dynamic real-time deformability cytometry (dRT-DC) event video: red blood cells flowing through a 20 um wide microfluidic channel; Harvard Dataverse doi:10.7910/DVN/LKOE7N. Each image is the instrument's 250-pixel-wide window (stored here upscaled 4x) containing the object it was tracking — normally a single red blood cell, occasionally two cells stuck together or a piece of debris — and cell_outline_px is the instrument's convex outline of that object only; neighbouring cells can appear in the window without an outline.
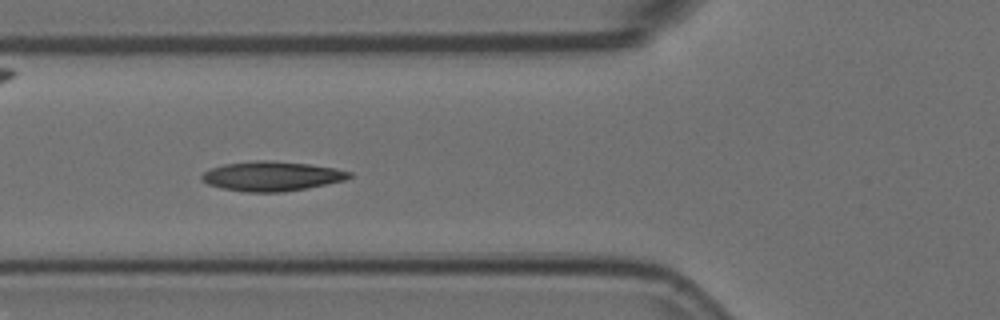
{"species": "Egyptian fruit bat (a non-hibernating species)", "species_latin": "Rousettus aegyptiacus", "temperature_condition": "room temperature", "stored_images_in_passage": 10, "camera_frame_rate_fps": 3000, "um_per_image_px": 0.085, "animal": {"sex": "female"}, "frame": {"image": 1, "passage_image": 4, "time_ms": 1.0, "image_size_px": [1000, 320], "cell_outline_px": [[352, 176], [344, 180], [308, 188], [284, 192], [244, 192], [224, 188], [208, 184], [200, 180], [200, 176], [204, 172], [212, 168], [224, 164], [256, 160], [264, 160], [308, 164], [336, 168], [352, 172]], "centroid_in_image_um": [23.1, 14.98], "position_along_channel_um": 102.7, "area_um2": 25.37}}
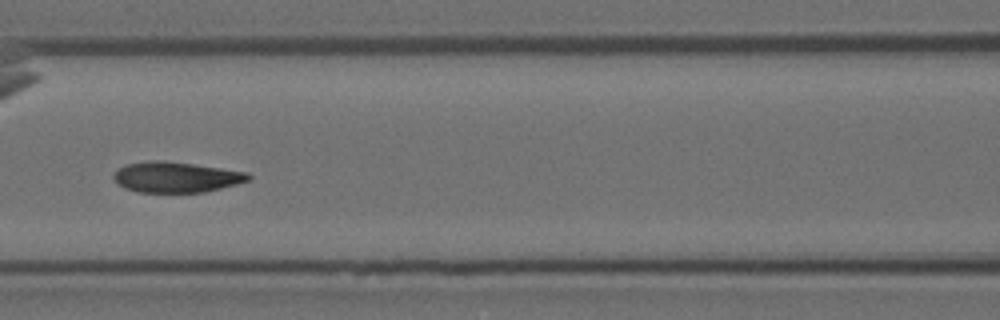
{"frame": {"image": 2, "passage_image": 5, "time_ms": 1.333, "image_size_px": [1000, 320], "cell_outline_px": [[252, 176], [248, 180], [236, 184], [204, 192], [136, 192], [124, 188], [116, 184], [112, 176], [120, 168], [128, 164], [148, 160], [156, 160], [192, 164], [248, 172]], "centroid_in_image_um": [14.93, 15.06], "position_along_channel_um": 151.7, "area_um2": 23.81}}
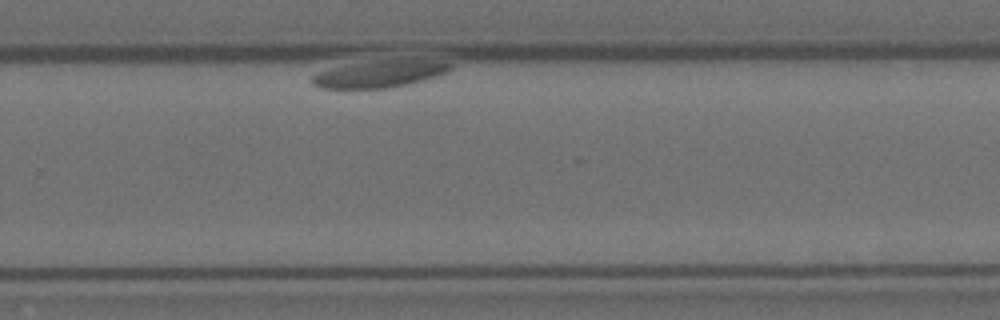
{"frame": {"image": 3, "passage_image": 9, "time_ms": 2.667, "image_size_px": [1000, 320], "cell_outline_px": [[452, 68], [448, 72], [424, 80], [392, 88], [320, 88], [312, 84], [312, 76], [316, 72], [332, 68], [352, 64], [400, 60], [452, 64]], "centroid_in_image_um": [32.18, 6.33], "position_along_channel_um": 297.6, "area_um2": 20.81}}